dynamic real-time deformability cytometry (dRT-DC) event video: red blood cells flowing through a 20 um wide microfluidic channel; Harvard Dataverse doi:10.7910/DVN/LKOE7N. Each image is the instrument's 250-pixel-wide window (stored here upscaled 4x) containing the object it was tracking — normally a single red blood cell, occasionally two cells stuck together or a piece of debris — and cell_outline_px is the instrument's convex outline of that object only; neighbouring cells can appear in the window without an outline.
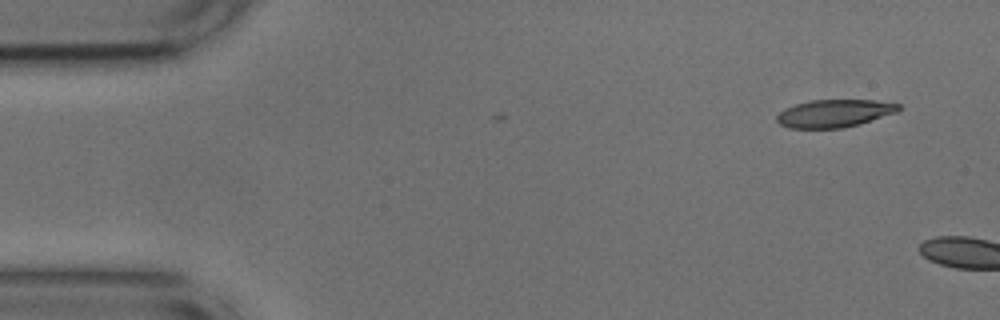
{"species": "common noctule bat (a hibernating species)", "species_latin": "Nyctalus noctula", "temperature_condition": "cold", "stored_images_in_passage": 4, "camera_frame_rate_fps": 3000, "um_per_image_px": 0.085, "animal": {"sex": "male", "body_mass_g": 17.9, "forearm_length_mm": 54.2}, "frame": {"image": 1, "passage_image": 1, "time_ms": 0.0, "image_size_px": [1000, 320], "cell_outline_px": [[904, 108], [896, 112], [860, 124], [844, 128], [788, 128], [780, 124], [776, 120], [776, 116], [784, 108], [796, 104], [812, 100], [872, 100], [900, 104]], "centroid_in_image_um": [70.92, 9.64], "position_along_channel_um": 14.1, "area_um2": 19.71}}